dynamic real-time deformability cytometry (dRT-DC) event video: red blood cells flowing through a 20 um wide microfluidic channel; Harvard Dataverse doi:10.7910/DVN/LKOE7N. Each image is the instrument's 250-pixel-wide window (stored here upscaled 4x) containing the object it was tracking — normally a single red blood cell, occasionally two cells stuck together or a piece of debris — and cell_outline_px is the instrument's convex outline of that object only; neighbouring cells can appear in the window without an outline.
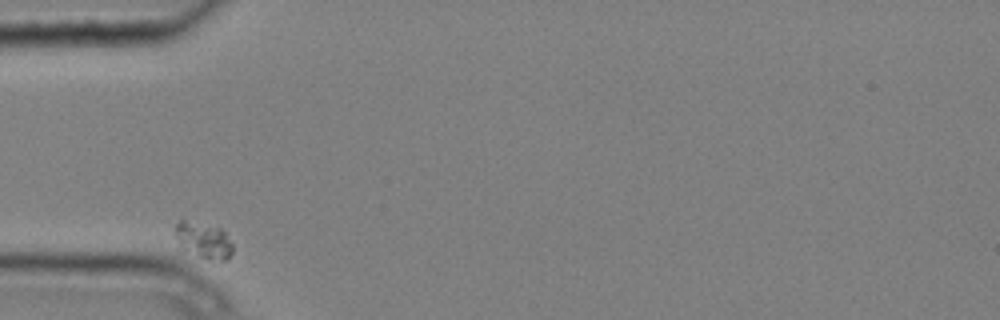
{"species": "common noctule bat (a hibernating species)", "species_latin": "Nyctalus noctula", "temperature_condition": "cold", "stored_images_in_passage": 3, "camera_frame_rate_fps": 3000, "um_per_image_px": 0.085, "animal": {"sex": "male", "body_mass_g": 20.4}, "frame": {"image": 1, "passage_image": 1, "time_ms": 0.0, "image_size_px": [1000, 320], "cell_outline_px": [[232, 252], [224, 260], [208, 260], [200, 256], [180, 240], [176, 236], [176, 224], [180, 220], [184, 220], [220, 228], [224, 232], [232, 244]], "centroid_in_image_um": [17.38, 20.4], "position_along_channel_um": 67.6, "area_um2": 11.04}}